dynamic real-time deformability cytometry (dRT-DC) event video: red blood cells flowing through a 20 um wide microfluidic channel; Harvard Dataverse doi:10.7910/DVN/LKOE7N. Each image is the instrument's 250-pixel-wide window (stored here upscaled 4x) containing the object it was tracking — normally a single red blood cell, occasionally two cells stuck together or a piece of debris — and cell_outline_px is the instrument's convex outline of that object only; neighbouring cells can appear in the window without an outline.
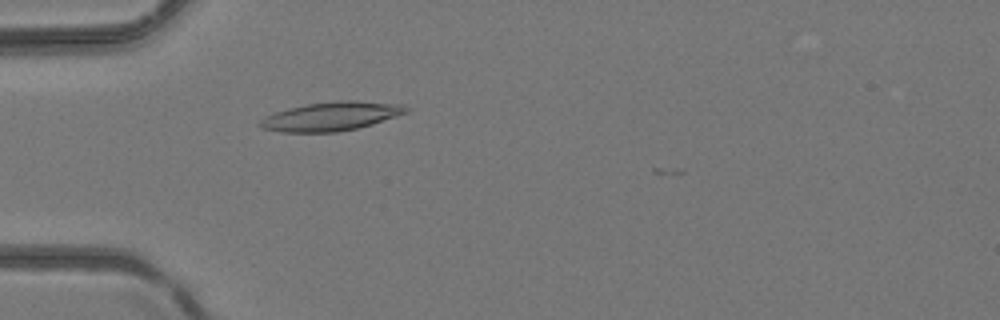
{"species": "common noctule bat (a hibernating species)", "species_latin": "Nyctalus noctula", "temperature_condition": "room temperature", "stored_images_in_passage": 1, "camera_frame_rate_fps": 3000, "um_per_image_px": 0.085, "animal": {"sex": "female", "body_mass_g": 24.6, "forearm_length_mm": 56.2}, "frame": {"image": 1, "passage_image": 1, "time_ms": 0.0, "image_size_px": [1000, 320], "cell_outline_px": [[408, 112], [372, 124], [356, 128], [336, 132], [280, 132], [264, 128], [256, 124], [264, 116], [276, 112], [308, 104], [340, 100], [352, 100], [404, 104], [408, 108]], "centroid_in_image_um": [28.16, 9.88], "position_along_channel_um": 56.8, "area_um2": 24.33}}